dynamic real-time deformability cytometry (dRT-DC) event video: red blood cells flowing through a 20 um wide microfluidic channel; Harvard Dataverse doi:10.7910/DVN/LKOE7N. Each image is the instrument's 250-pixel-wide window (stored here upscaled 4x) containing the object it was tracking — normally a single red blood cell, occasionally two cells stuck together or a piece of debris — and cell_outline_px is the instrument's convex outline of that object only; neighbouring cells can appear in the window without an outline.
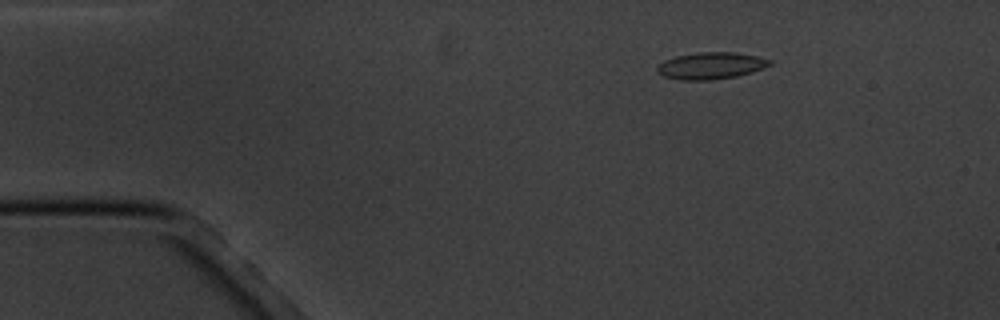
{"species": "common noctule bat (a hibernating species)", "species_latin": "Nyctalus noctula", "temperature_condition": "cold", "stored_images_in_passage": 5, "camera_frame_rate_fps": 3000, "um_per_image_px": 0.085, "animal": {"sex": "male", "body_mass_g": 20.1, "forearm_length_mm": 53.5}, "frame": {"image": 1, "passage_image": 3, "time_ms": 2.0, "image_size_px": [1000, 320], "cell_outline_px": [[772, 64], [764, 68], [752, 72], [736, 76], [708, 80], [680, 80], [664, 76], [656, 72], [656, 68], [664, 60], [676, 56], [700, 52], [736, 52], [756, 56], [772, 60]], "centroid_in_image_um": [60.43, 5.58], "position_along_channel_um": 24.6, "area_um2": 17.57}}